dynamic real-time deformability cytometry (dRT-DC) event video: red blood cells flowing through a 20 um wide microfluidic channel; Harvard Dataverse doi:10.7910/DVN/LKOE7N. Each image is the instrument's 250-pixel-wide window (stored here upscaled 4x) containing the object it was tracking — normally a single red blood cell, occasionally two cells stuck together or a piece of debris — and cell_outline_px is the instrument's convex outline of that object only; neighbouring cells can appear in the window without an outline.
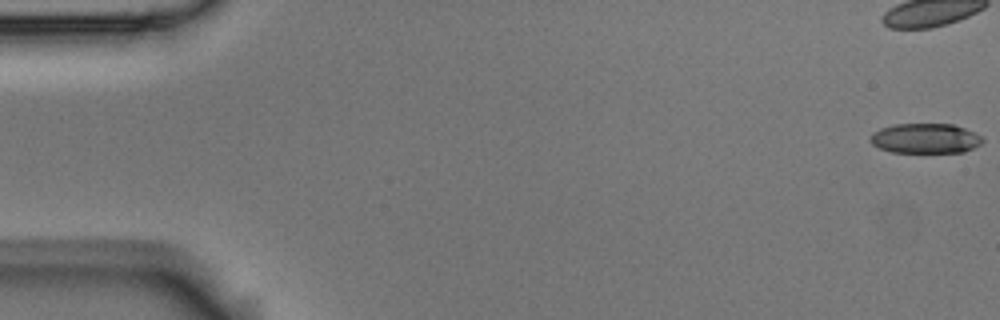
{"species": "Egyptian fruit bat (a non-hibernating species)", "species_latin": "Rousettus aegyptiacus", "temperature_condition": "room temperature", "stored_images_in_passage": 54, "camera_frame_rate_fps": 3000, "um_per_image_px": 0.085, "animal": {"sex": "male"}, "frame": {"image": 1, "passage_image": 1, "time_ms": 0.0, "image_size_px": [1000, 320], "cell_outline_px": [[984, 140], [980, 144], [964, 152], [892, 152], [880, 148], [872, 144], [868, 140], [872, 132], [880, 128], [892, 124], [952, 124], [964, 128], [980, 136]], "centroid_in_image_um": [78.6, 11.76], "position_along_channel_um": 6.4, "area_um2": 19.54}, "authors_computed_cell_mechanics": {"area_um2": 22.1374, "velocity_mm_per_s": 3.7478, "shape_relaxation_time_tau1_ms": 8.8305, "shape_relaxation_time_tau2_ms": 5.2563, "deformation_change_tau1": 0.1759, "deformation_change_tau2": 0.1441}}